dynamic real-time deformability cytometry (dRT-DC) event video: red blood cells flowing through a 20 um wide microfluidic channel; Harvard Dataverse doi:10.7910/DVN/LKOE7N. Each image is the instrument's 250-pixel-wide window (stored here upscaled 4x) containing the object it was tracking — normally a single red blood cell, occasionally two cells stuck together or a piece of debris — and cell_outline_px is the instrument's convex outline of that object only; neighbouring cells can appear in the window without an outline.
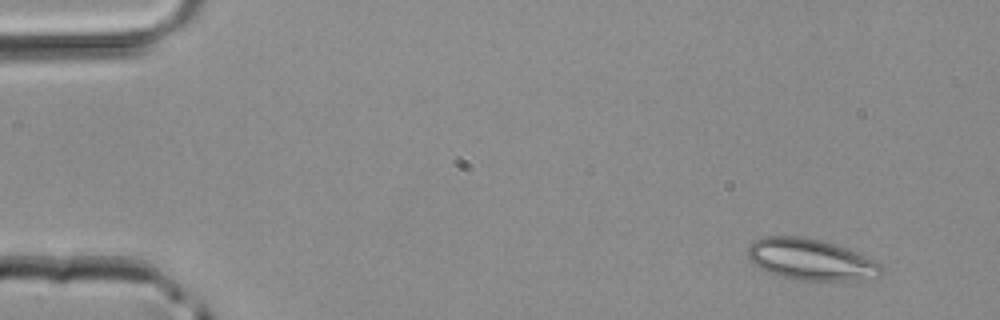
{"species": "common noctule bat (a hibernating species)", "species_latin": "Nyctalus noctula", "temperature_condition": "room temperature", "stored_images_in_passage": 3, "camera_frame_rate_fps": 3000, "um_per_image_px": 0.085, "animal": {"sex": "male", "body_mass_g": 20.4}, "frame": {"image": 1, "passage_image": 1, "time_ms": 0.0, "image_size_px": [1000, 320], "cell_outline_px": [[884, 272], [880, 276], [856, 280], [800, 280], [780, 276], [768, 272], [752, 264], [748, 260], [748, 244], [752, 240], [760, 236], [804, 236], [836, 244], [876, 260], [884, 264]], "centroid_in_image_um": [68.91, 22.04], "position_along_channel_um": 16.1, "area_um2": 32.66}}